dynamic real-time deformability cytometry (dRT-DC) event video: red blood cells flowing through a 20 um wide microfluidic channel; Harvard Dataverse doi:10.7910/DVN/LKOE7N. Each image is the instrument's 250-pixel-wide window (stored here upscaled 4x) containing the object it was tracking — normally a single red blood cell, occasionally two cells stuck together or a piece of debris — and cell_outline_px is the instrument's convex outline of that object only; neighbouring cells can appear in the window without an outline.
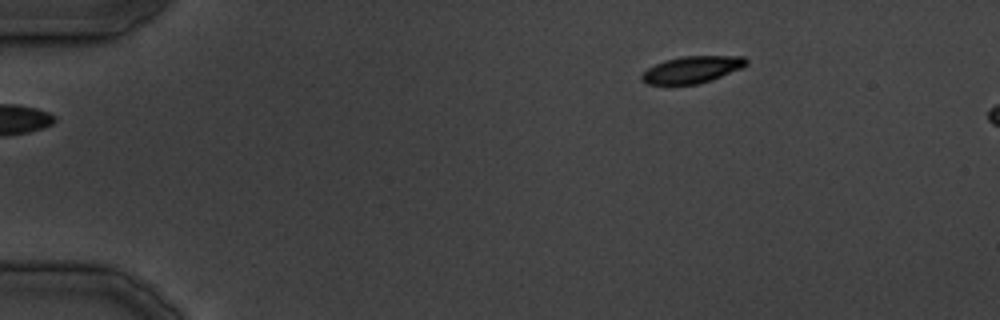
{"species": "common noctule bat (a hibernating species)", "species_latin": "Nyctalus noctula", "temperature_condition": "cold", "stored_images_in_passage": 33, "camera_frame_rate_fps": 3000, "um_per_image_px": 0.085, "animal": {"sex": "male", "body_mass_g": 19.5, "forearm_length_mm": 54.6}, "frame": {"image": 1, "passage_image": 1, "time_ms": 0.0, "image_size_px": [1000, 320], "cell_outline_px": [[748, 64], [740, 68], [712, 80], [696, 84], [648, 84], [640, 80], [640, 76], [648, 68], [664, 60], [680, 56], [744, 56], [748, 60]], "centroid_in_image_um": [58.81, 5.91], "position_along_channel_um": 26.2, "area_um2": 16.3}}
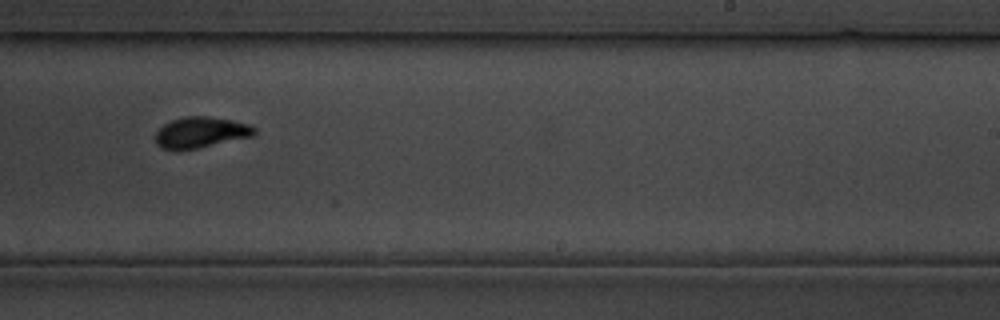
{"frame": {"image": 2, "passage_image": 19, "time_ms": 22.0, "image_size_px": [1000, 320], "cell_outline_px": [[256, 132], [252, 136], [196, 148], [160, 148], [156, 144], [156, 132], [164, 124], [172, 120], [184, 116], [208, 116], [232, 120], [248, 124], [256, 128]], "centroid_in_image_um": [17.07, 11.22], "position_along_channel_um": 271.9, "area_um2": 17.4}}
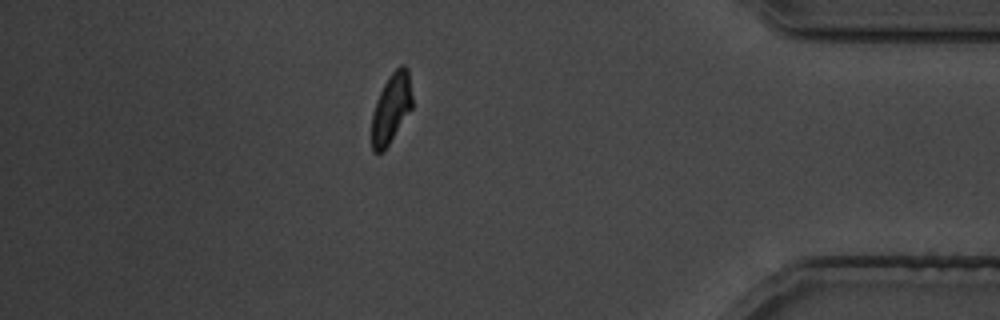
{"frame": {"image": 3, "passage_image": 28, "time_ms": 33.0, "image_size_px": [1000, 320], "cell_outline_px": [[412, 108], [388, 144], [380, 152], [372, 152], [372, 112], [376, 100], [388, 76], [400, 64], [404, 64], [408, 68], [412, 96]], "centroid_in_image_um": [33.25, 9.14], "position_along_channel_um": 401.9, "area_um2": 16.3}}